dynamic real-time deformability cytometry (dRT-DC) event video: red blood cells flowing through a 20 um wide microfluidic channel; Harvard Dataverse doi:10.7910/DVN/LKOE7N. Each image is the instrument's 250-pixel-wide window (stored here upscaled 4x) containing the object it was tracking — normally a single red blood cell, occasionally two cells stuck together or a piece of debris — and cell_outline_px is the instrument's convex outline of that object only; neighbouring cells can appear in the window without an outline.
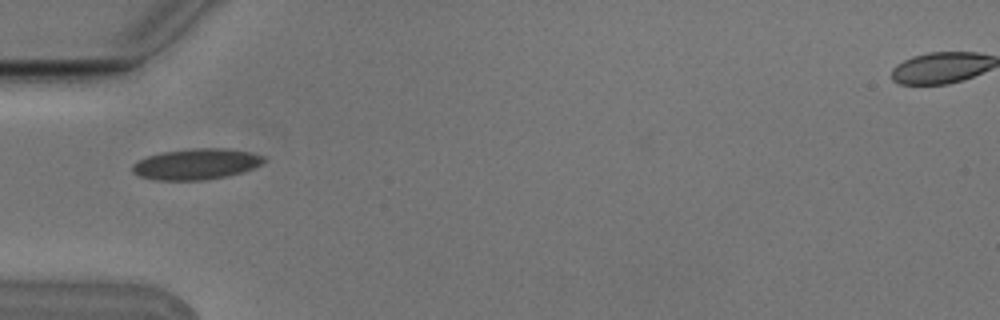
{"species": "Egyptian fruit bat (a non-hibernating species)", "species_latin": "Rousettus aegyptiacus", "temperature_condition": "cold", "stored_images_in_passage": 9, "camera_frame_rate_fps": 3000, "um_per_image_px": 0.085, "animal": {"sex": "male"}, "frame": {"image": 1, "passage_image": 6, "time_ms": 1.667, "image_size_px": [1000, 320], "cell_outline_px": [[268, 160], [252, 168], [240, 172], [208, 180], [152, 180], [140, 176], [132, 172], [132, 164], [148, 156], [164, 152], [192, 148], [228, 148], [252, 152], [264, 156]], "centroid_in_image_um": [16.69, 13.94], "position_along_channel_um": 68.3, "area_um2": 23.64}}
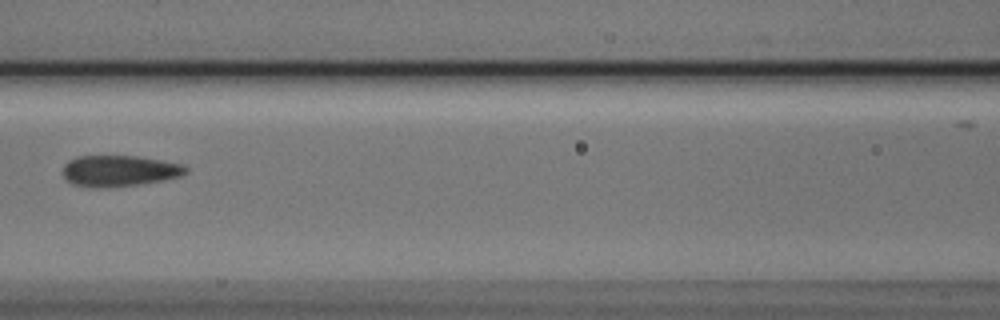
{"frame": {"image": 2, "passage_image": 8, "time_ms": 2.333, "image_size_px": [1000, 320], "cell_outline_px": [[188, 172], [180, 176], [164, 180], [140, 184], [108, 188], [100, 188], [72, 184], [64, 180], [64, 164], [68, 160], [76, 156], [136, 156], [184, 164], [188, 168]], "centroid_in_image_um": [10.14, 14.53], "position_along_channel_um": 156.5, "area_um2": 22.48}}
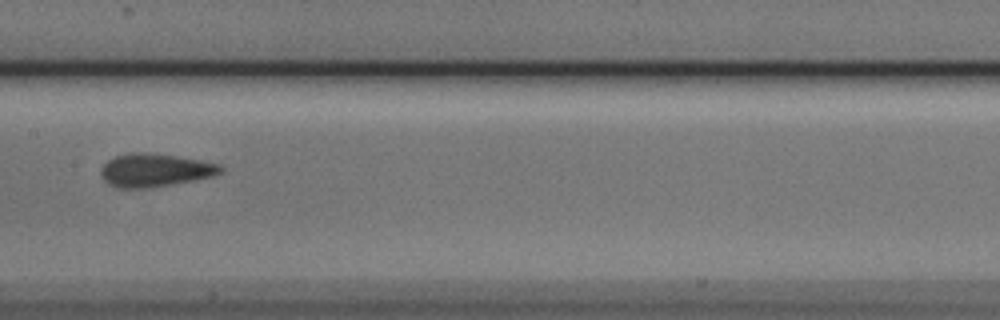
{"frame": {"image": 3, "passage_image": 9, "time_ms": 2.667, "image_size_px": [1000, 320], "cell_outline_px": [[224, 172], [212, 176], [196, 180], [152, 188], [116, 188], [108, 184], [100, 176], [100, 168], [108, 160], [116, 156], [132, 152], [140, 152], [176, 156], [200, 160], [220, 164], [224, 168]], "centroid_in_image_um": [13.17, 14.48], "position_along_channel_um": 194.2, "area_um2": 23.35}}